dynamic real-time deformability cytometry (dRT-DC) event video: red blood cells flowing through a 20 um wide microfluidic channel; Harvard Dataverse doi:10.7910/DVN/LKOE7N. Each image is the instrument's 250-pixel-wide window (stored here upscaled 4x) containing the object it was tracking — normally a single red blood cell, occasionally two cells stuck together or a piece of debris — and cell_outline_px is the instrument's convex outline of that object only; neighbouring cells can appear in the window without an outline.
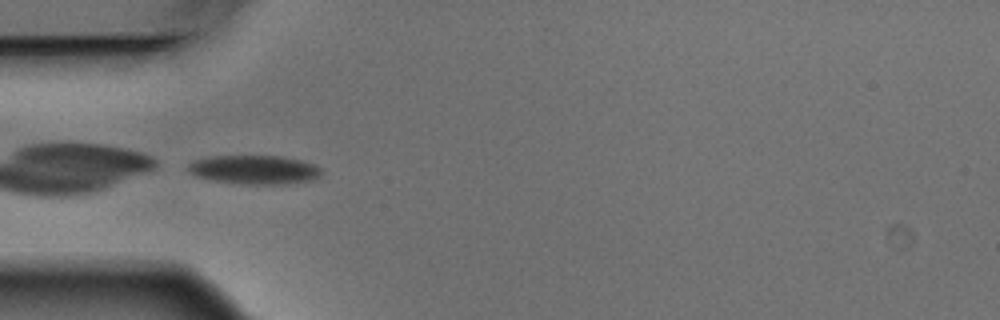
{"species": "Egyptian fruit bat (a non-hibernating species)", "species_latin": "Rousettus aegyptiacus", "temperature_condition": "warm", "stored_images_in_passage": 5, "camera_frame_rate_fps": 3000, "um_per_image_px": 0.085, "animal": {"sex": "male"}, "frame": {"image": 1, "passage_image": 4, "time_ms": 1.0, "image_size_px": [1000, 320], "cell_outline_px": [[320, 176], [312, 180], [284, 184], [244, 184], [212, 180], [196, 176], [188, 168], [188, 164], [196, 160], [212, 156], [280, 156], [300, 160], [316, 164], [320, 168]], "centroid_in_image_um": [21.66, 14.42], "position_along_channel_um": 63.3, "area_um2": 22.25}}